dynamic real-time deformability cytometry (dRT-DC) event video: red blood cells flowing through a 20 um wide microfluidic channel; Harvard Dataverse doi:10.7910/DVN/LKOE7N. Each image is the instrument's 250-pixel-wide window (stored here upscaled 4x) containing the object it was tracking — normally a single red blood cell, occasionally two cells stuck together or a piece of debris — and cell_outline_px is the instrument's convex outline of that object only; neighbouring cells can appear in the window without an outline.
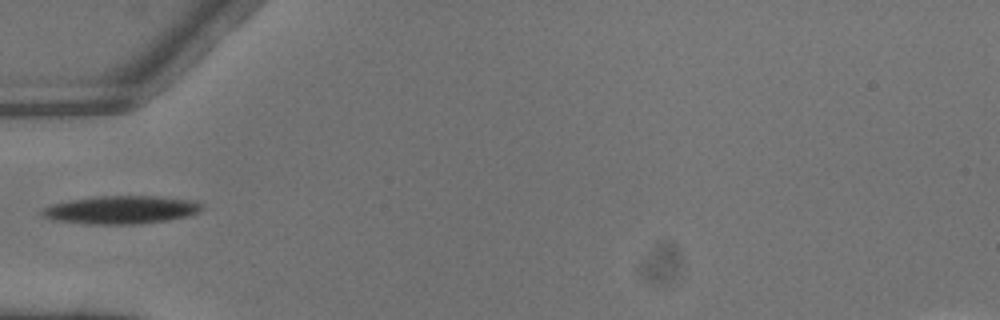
{"species": "common noctule bat (a hibernating species)", "species_latin": "Nyctalus noctula", "temperature_condition": "warm", "stored_images_in_passage": 1, "camera_frame_rate_fps": 3000, "um_per_image_px": 0.085, "animal": {"sex": "male", "body_mass_g": 13.3}, "frame": {"image": 1, "passage_image": 1, "time_ms": 0.0, "image_size_px": [1000, 320], "cell_outline_px": [[204, 208], [200, 212], [188, 216], [168, 220], [136, 224], [88, 224], [52, 220], [40, 216], [40, 212], [44, 208], [52, 204], [68, 200], [96, 196], [156, 196], [196, 200], [204, 204]], "centroid_in_image_um": [10.32, 17.83], "position_along_channel_um": 74.7, "area_um2": 26.53}}